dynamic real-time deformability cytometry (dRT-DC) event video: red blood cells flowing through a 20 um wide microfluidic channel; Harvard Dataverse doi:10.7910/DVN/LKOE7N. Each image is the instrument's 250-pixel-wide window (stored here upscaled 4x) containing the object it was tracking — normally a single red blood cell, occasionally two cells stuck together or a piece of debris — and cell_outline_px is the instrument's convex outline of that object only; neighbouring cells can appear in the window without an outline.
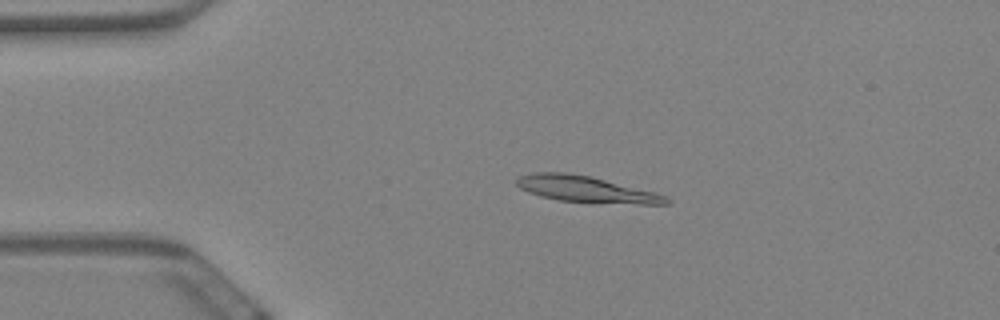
{"species": "Egyptian fruit bat (a non-hibernating species)", "species_latin": "Rousettus aegyptiacus", "temperature_condition": "warm", "stored_images_in_passage": 60, "camera_frame_rate_fps": 3000, "um_per_image_px": 0.085, "animal": {"sex": "female"}, "frame": {"image": 1, "passage_image": 13, "time_ms": 4.0, "image_size_px": [1000, 320], "cell_outline_px": [[672, 200], [668, 204], [592, 204], [560, 200], [540, 196], [528, 192], [520, 188], [516, 184], [516, 180], [520, 176], [532, 172], [564, 172], [588, 176], [656, 192], [668, 196]], "centroid_in_image_um": [49.86, 16.11], "position_along_channel_um": 35.1, "area_um2": 23.24}}
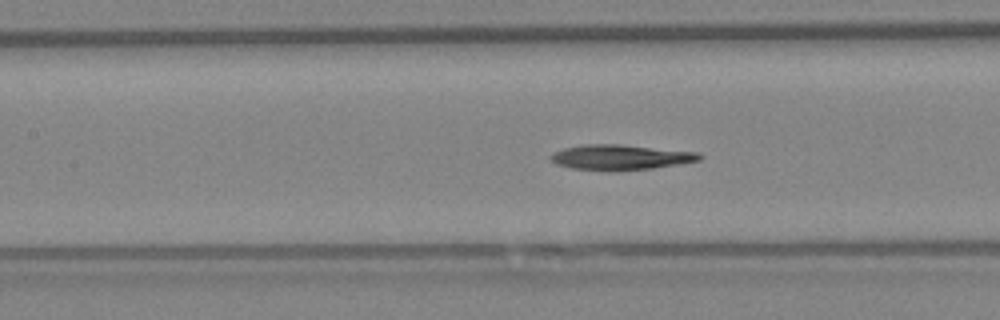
{"frame": {"image": 2, "passage_image": 27, "time_ms": 8.667, "image_size_px": [1000, 320], "cell_outline_px": [[704, 156], [700, 160], [680, 164], [652, 168], [616, 172], [612, 172], [572, 168], [556, 164], [548, 156], [564, 148], [584, 144], [620, 144], [700, 152]], "centroid_in_image_um": [52.78, 13.37], "position_along_channel_um": 154.6, "area_um2": 22.2}}
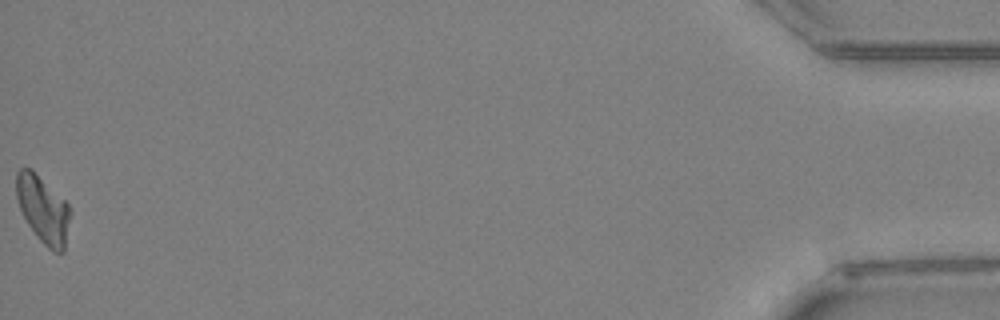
{"frame": {"image": 3, "passage_image": 60, "time_ms": 19.667, "image_size_px": [1000, 320], "cell_outline_px": [[72, 212], [64, 252], [52, 252], [36, 236], [28, 224], [20, 208], [16, 196], [16, 172], [20, 168], [32, 168], [68, 204]], "centroid_in_image_um": [3.68, 17.8], "position_along_channel_um": 431.5, "area_um2": 21.21}}